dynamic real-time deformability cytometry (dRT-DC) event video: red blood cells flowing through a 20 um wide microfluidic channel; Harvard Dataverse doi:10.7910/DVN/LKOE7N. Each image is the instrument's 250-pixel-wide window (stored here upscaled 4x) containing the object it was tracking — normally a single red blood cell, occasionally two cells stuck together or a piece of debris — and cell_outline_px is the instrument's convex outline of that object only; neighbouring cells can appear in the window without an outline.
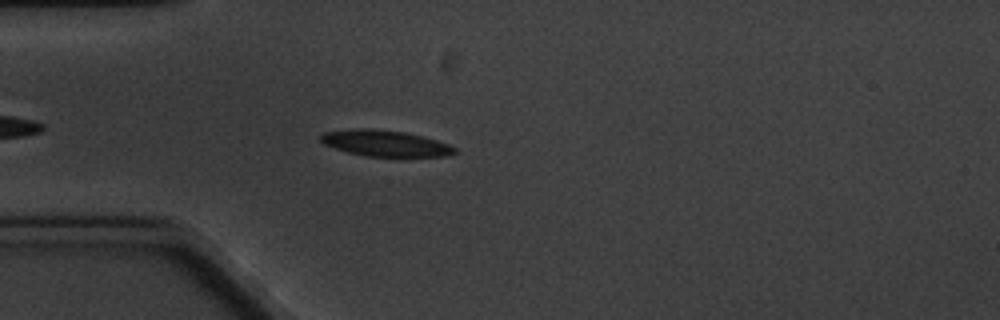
{"species": "common noctule bat (a hibernating species)", "species_latin": "Nyctalus noctula", "temperature_condition": "cold", "stored_images_in_passage": 5, "camera_frame_rate_fps": 3000, "um_per_image_px": 0.085, "animal": {"sex": "male", "body_mass_g": 20.1, "forearm_length_mm": 53.5}, "frame": {"image": 1, "passage_image": 5, "time_ms": 4.667, "image_size_px": [1000, 320], "cell_outline_px": [[456, 152], [444, 156], [364, 156], [348, 152], [324, 144], [320, 140], [320, 136], [324, 132], [360, 128], [372, 128], [404, 132], [436, 140], [448, 144], [456, 148]], "centroid_in_image_um": [32.72, 12.17], "position_along_channel_um": 52.3, "area_um2": 20.06}}